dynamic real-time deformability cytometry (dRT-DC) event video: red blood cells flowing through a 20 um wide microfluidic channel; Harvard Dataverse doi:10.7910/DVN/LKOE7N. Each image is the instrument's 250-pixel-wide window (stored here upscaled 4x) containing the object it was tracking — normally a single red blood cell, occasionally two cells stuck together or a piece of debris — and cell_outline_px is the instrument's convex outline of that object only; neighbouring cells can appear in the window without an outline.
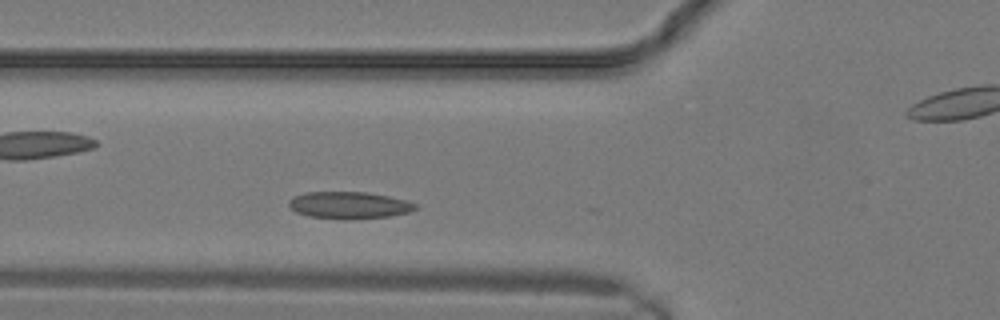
{"species": "common noctule bat (a hibernating species)", "species_latin": "Nyctalus noctula", "temperature_condition": "warm", "stored_images_in_passage": 7, "camera_frame_rate_fps": 3000, "um_per_image_px": 0.085, "animal": {"sex": "male", "body_mass_g": 19.2, "forearm_length_mm": 51.8}, "frame": {"image": 1, "passage_image": 6, "time_ms": 1.667, "image_size_px": [1000, 320], "cell_outline_px": [[416, 208], [408, 212], [388, 216], [352, 220], [348, 220], [308, 216], [296, 212], [288, 208], [288, 200], [292, 196], [304, 192], [368, 192], [388, 196], [404, 200], [416, 204]], "centroid_in_image_um": [29.59, 17.44], "position_along_channel_um": 96.2, "area_um2": 20.06}}